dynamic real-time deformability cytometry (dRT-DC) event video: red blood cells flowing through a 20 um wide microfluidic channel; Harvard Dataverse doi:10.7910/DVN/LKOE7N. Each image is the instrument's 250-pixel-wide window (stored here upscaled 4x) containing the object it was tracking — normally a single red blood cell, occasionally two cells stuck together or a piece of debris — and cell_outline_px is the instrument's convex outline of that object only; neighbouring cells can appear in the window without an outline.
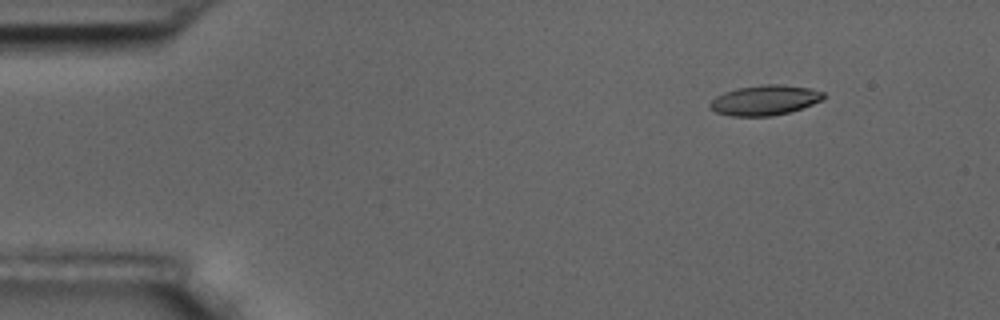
{"species": "common noctule bat (a hibernating species)", "species_latin": "Nyctalus noctula", "temperature_condition": "room temperature", "stored_images_in_passage": 6, "camera_frame_rate_fps": 3000, "um_per_image_px": 0.085, "animal": {"sex": "male", "body_mass_g": 17.5, "forearm_length_mm": 52.3}, "frame": {"image": 1, "passage_image": 1, "time_ms": 0.0, "image_size_px": [1000, 320], "cell_outline_px": [[824, 100], [788, 112], [772, 116], [732, 116], [716, 112], [708, 104], [716, 96], [724, 92], [736, 88], [760, 84], [780, 84], [808, 88], [824, 92]], "centroid_in_image_um": [65.0, 8.5], "position_along_channel_um": 20.0, "area_um2": 19.83}}
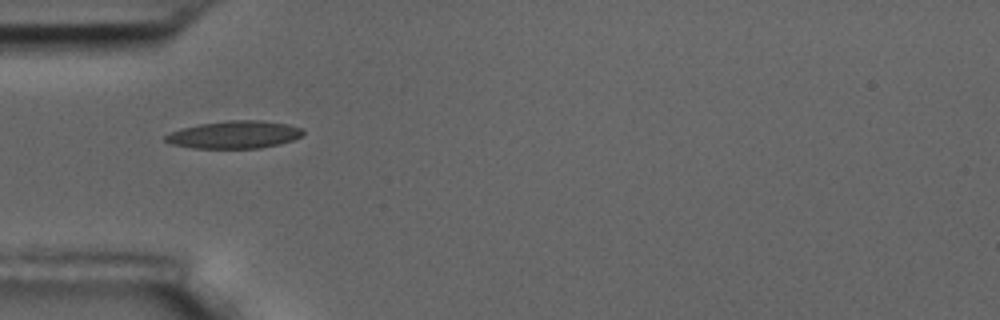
{"frame": {"image": 2, "passage_image": 4, "time_ms": 3.667, "image_size_px": [1000, 320], "cell_outline_px": [[304, 132], [300, 136], [292, 140], [280, 144], [260, 148], [192, 148], [172, 144], [164, 140], [164, 136], [180, 128], [200, 124], [228, 120], [260, 120], [288, 124], [304, 128]], "centroid_in_image_um": [19.93, 11.44], "position_along_channel_um": 65.1, "area_um2": 22.14}}